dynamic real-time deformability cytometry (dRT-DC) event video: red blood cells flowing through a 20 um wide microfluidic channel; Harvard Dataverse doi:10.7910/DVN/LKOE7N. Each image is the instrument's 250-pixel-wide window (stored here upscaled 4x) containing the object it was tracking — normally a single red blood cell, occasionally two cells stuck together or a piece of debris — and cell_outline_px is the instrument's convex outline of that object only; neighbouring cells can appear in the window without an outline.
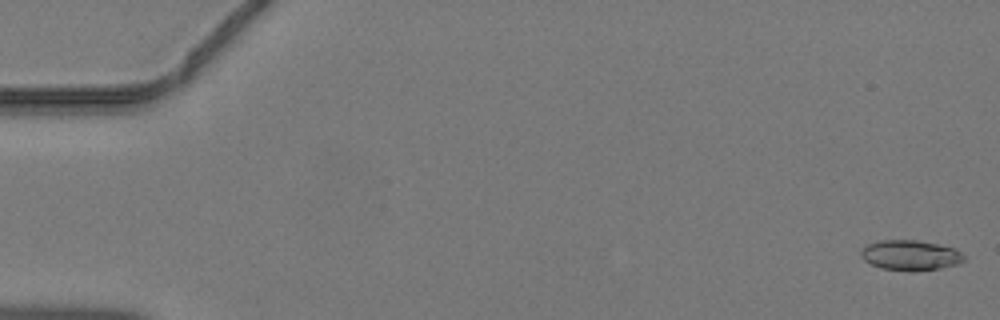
{"species": "common noctule bat (a hibernating species)", "species_latin": "Nyctalus noctula", "temperature_condition": "warm", "stored_images_in_passage": 46, "camera_frame_rate_fps": 3000, "um_per_image_px": 0.085, "animal": {"sex": "male", "body_mass_g": 19.2, "forearm_length_mm": 51.8}, "frame": {"image": 1, "passage_image": 1, "time_ms": 0.0, "image_size_px": [1000, 320], "cell_outline_px": [[964, 260], [956, 264], [940, 268], [912, 272], [880, 268], [864, 260], [860, 256], [860, 252], [868, 244], [880, 240], [916, 240], [956, 248], [964, 256]], "centroid_in_image_um": [77.37, 21.7], "position_along_channel_um": 7.6, "area_um2": 18.09}}
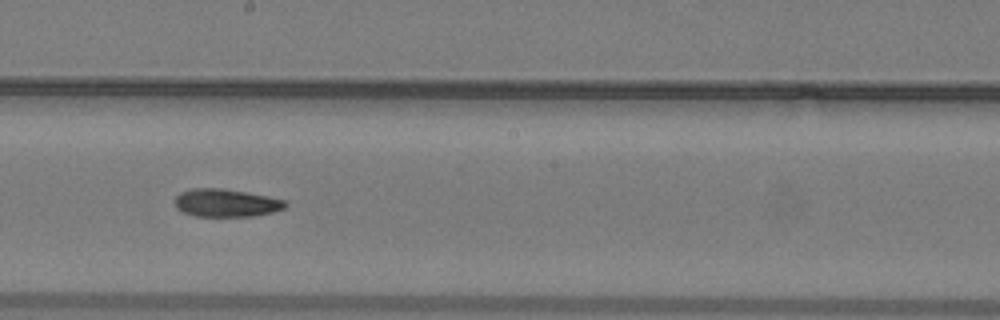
{"frame": {"image": 2, "passage_image": 26, "time_ms": 8.333, "image_size_px": [1000, 320], "cell_outline_px": [[288, 204], [284, 208], [276, 212], [252, 216], [196, 216], [184, 212], [176, 208], [176, 196], [180, 192], [192, 188], [220, 188], [244, 192], [288, 200]], "centroid_in_image_um": [19.25, 17.25], "position_along_channel_um": 228.9, "area_um2": 17.92}}
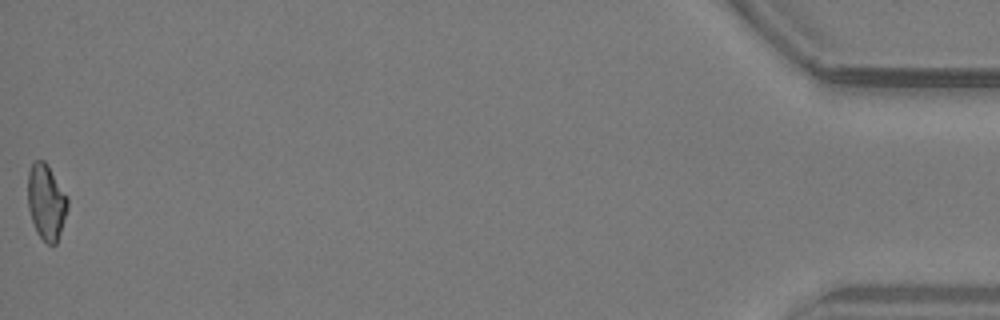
{"frame": {"image": 3, "passage_image": 46, "time_ms": 15.0, "image_size_px": [1000, 320], "cell_outline_px": [[68, 208], [56, 244], [48, 244], [36, 232], [28, 208], [28, 172], [32, 164], [36, 160], [44, 160], [48, 164], [68, 196]], "centroid_in_image_um": [3.94, 17.14], "position_along_channel_um": 431.3, "area_um2": 17.57}}